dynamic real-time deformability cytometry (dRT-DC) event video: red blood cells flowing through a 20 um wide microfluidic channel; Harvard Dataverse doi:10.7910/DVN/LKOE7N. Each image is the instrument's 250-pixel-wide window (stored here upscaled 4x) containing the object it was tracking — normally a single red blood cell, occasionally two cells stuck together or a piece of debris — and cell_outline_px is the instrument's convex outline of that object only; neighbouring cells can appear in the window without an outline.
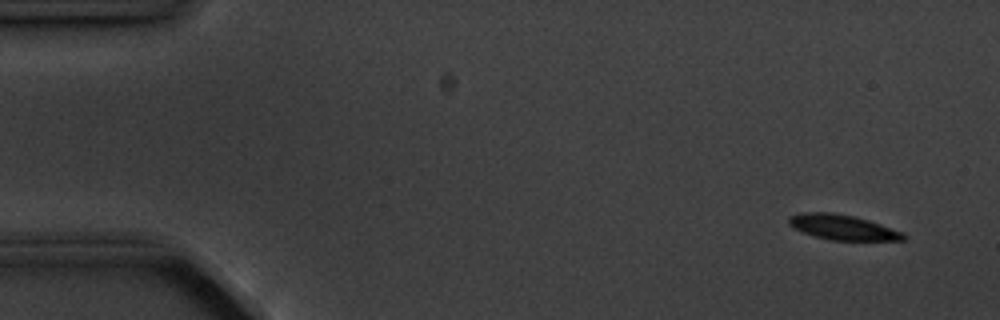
{"species": "common noctule bat (a hibernating species)", "species_latin": "Nyctalus noctula", "temperature_condition": "cold", "stored_images_in_passage": 4, "camera_frame_rate_fps": 3000, "um_per_image_px": 0.085, "animal": {"sex": "male", "body_mass_g": 20.1, "forearm_length_mm": 53.5}, "frame": {"image": 1, "passage_image": 4, "time_ms": 3.667, "image_size_px": [1000, 320], "cell_outline_px": [[908, 236], [904, 240], [832, 240], [816, 236], [804, 232], [788, 224], [788, 216], [804, 212], [832, 212], [852, 216], [868, 220], [904, 232]], "centroid_in_image_um": [71.65, 19.31], "position_along_channel_um": 13.4, "area_um2": 16.59}}